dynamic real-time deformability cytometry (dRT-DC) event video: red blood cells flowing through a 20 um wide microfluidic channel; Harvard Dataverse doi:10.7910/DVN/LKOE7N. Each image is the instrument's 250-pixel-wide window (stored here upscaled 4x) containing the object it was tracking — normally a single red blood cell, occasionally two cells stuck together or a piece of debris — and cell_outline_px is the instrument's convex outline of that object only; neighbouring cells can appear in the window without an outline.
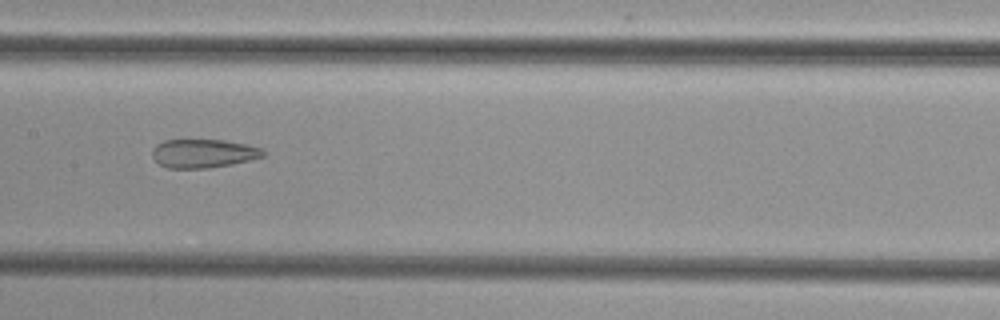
{"species": "common noctule bat (a hibernating species)", "species_latin": "Nyctalus noctula", "temperature_condition": "cold", "stored_images_in_passage": 16, "camera_frame_rate_fps": 3000, "um_per_image_px": 0.085, "animal": {"sex": "female", "body_mass_g": 29.2, "forearm_length_mm": 56.3}, "frame": {"image": 1, "passage_image": 12, "time_ms": 3.667, "image_size_px": [1000, 320], "cell_outline_px": [[264, 156], [232, 164], [208, 168], [168, 168], [160, 164], [152, 156], [152, 148], [156, 144], [164, 140], [224, 140], [248, 144], [260, 148], [264, 152]], "centroid_in_image_um": [17.26, 13.03], "position_along_channel_um": 190.1, "area_um2": 18.44}}
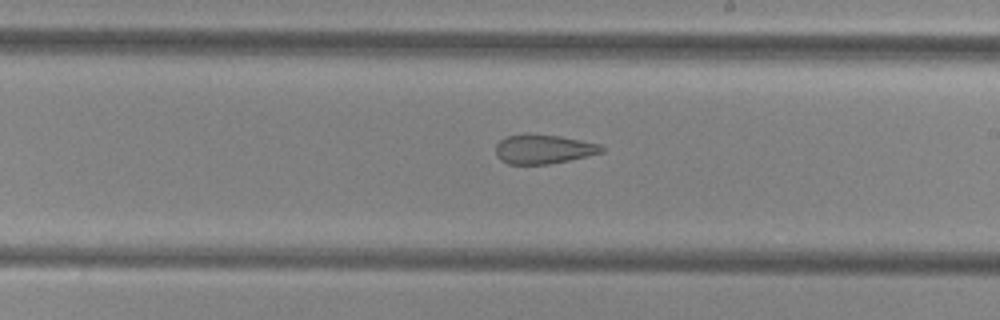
{"frame": {"image": 2, "passage_image": 16, "time_ms": 5.0, "image_size_px": [1000, 320], "cell_outline_px": [[604, 152], [568, 160], [548, 164], [508, 164], [500, 160], [496, 156], [496, 144], [500, 140], [508, 136], [524, 132], [528, 132], [560, 136], [600, 144], [604, 148]], "centroid_in_image_um": [46.15, 12.65], "position_along_channel_um": 242.8, "area_um2": 18.26}}